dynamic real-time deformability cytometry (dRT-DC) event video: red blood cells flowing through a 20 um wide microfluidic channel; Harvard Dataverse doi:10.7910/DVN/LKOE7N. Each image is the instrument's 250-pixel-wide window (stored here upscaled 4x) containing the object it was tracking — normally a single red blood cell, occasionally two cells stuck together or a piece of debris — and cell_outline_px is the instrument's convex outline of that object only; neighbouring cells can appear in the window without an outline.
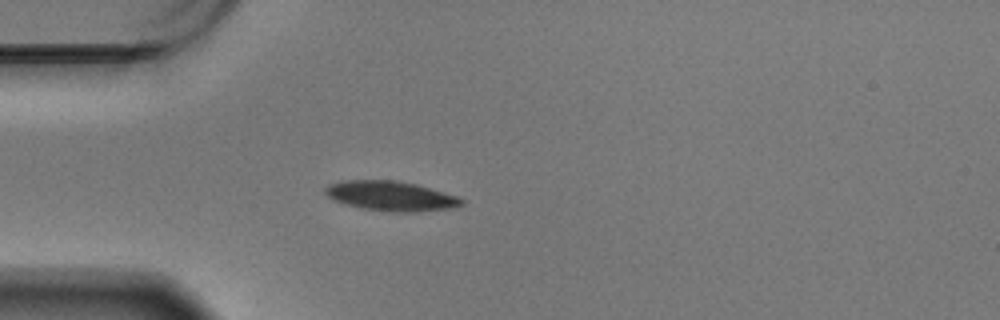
{"species": "Egyptian fruit bat (a non-hibernating species)", "species_latin": "Rousettus aegyptiacus", "temperature_condition": "warm", "stored_images_in_passage": 43, "camera_frame_rate_fps": 3000, "um_per_image_px": 0.085, "animal": {"sex": "male"}, "frame": {"image": 1, "passage_image": 1, "time_ms": 0.0, "image_size_px": [1000, 320], "cell_outline_px": [[464, 204], [452, 208], [416, 212], [392, 212], [364, 208], [344, 204], [332, 200], [324, 192], [324, 188], [328, 184], [344, 180], [396, 180], [416, 184], [460, 196], [464, 200]], "centroid_in_image_um": [33.24, 16.65], "position_along_channel_um": 51.8, "area_um2": 23.87}}
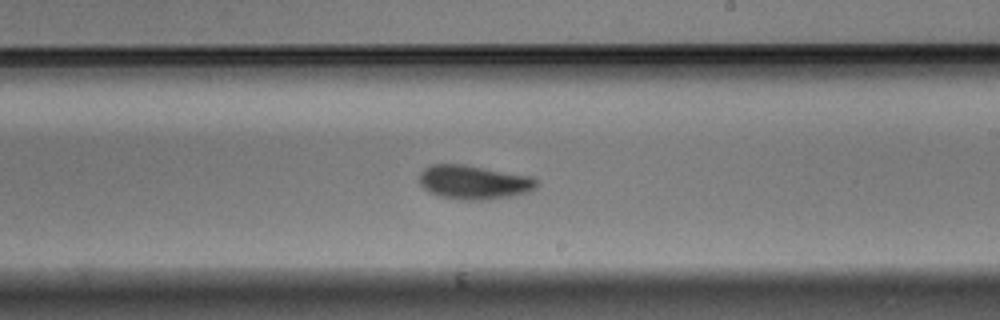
{"frame": {"image": 2, "passage_image": 19, "time_ms": 6.0, "image_size_px": [1000, 320], "cell_outline_px": [[536, 188], [528, 192], [512, 196], [484, 200], [460, 200], [440, 196], [428, 192], [420, 184], [420, 172], [424, 168], [432, 164], [464, 164], [532, 176], [536, 180]], "centroid_in_image_um": [40.26, 15.49], "position_along_channel_um": 248.7, "area_um2": 23.35}}
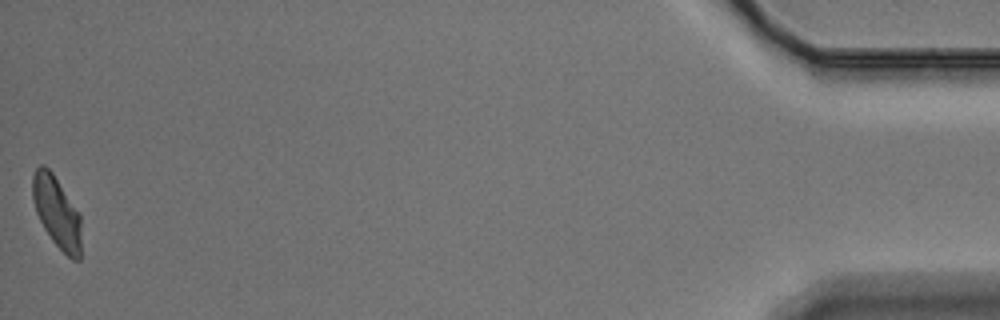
{"frame": {"image": 3, "passage_image": 43, "time_ms": 14.0, "image_size_px": [1000, 320], "cell_outline_px": [[80, 260], [72, 260], [52, 240], [44, 228], [36, 212], [32, 200], [32, 176], [36, 168], [40, 164], [44, 164], [52, 172], [80, 212]], "centroid_in_image_um": [4.81, 17.99], "position_along_channel_um": 430.4, "area_um2": 20.29}, "authors_computed_cell_mechanics": {"area_um2": 22.4264, "velocity_mm_per_s": 3.4419, "shape_relaxation_time_tau1_ms": 2.7381, "shape_relaxation_time_tau2_ms": 2.408, "deformation_change_tau1": 0.1314, "deformation_change_tau2": 0.055}}